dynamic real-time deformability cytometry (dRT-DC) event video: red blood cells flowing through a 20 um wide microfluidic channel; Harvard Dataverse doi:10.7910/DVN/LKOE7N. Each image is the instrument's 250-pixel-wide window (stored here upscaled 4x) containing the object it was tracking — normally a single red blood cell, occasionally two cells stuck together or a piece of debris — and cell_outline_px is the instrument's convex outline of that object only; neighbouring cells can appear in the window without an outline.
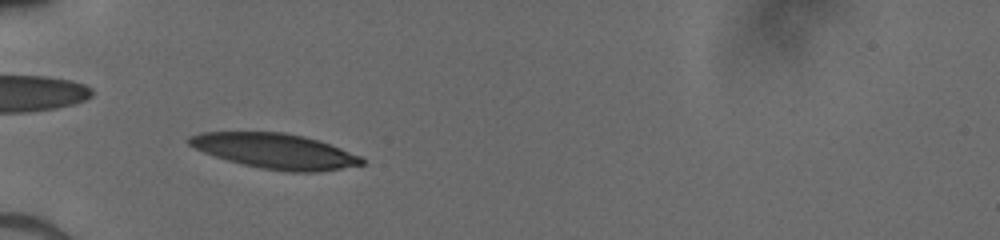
{"species": "human", "species_latin": "Homo sapiens", "temperature_condition": "cold", "stored_images_in_passage": 41, "camera_frame_rate_fps": 3000, "um_per_image_px": 0.085, "donor": {"sex": "male"}, "frame": {"image": 1, "passage_image": 8, "time_ms": 2.333, "image_size_px": [1000, 240], "cell_outline_px": [[364, 164], [320, 172], [288, 172], [260, 168], [228, 160], [204, 152], [188, 144], [184, 140], [188, 136], [200, 132], [284, 132], [304, 136], [340, 148], [360, 156], [364, 160]], "centroid_in_image_um": [23.35, 12.84], "position_along_channel_um": 61.6, "area_um2": 35.2}}
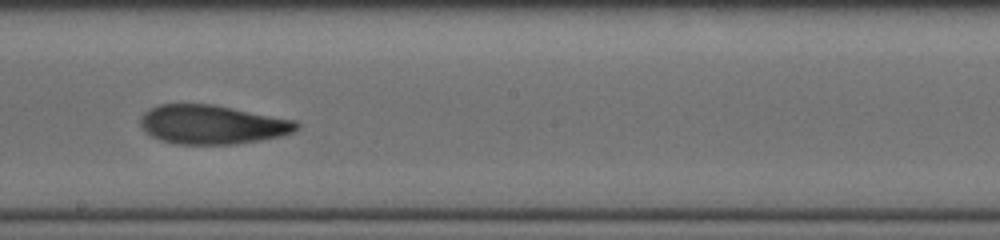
{"frame": {"image": 2, "passage_image": 21, "time_ms": 6.667, "image_size_px": [1000, 240], "cell_outline_px": [[300, 128], [284, 136], [236, 144], [176, 144], [160, 140], [144, 132], [140, 128], [140, 116], [148, 108], [156, 104], [212, 104], [296, 120], [300, 124]], "centroid_in_image_um": [18.02, 10.59], "position_along_channel_um": 230.2, "area_um2": 35.95}}
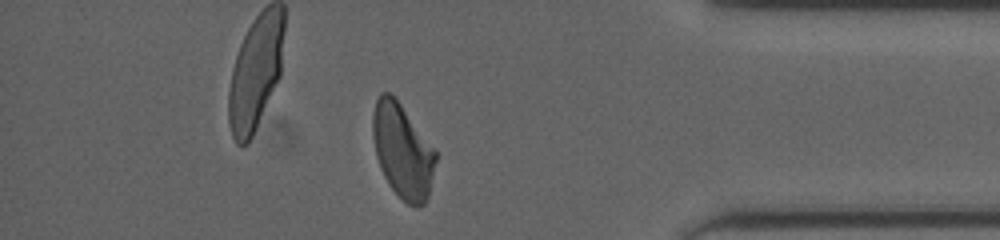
{"frame": {"image": 3, "passage_image": 35, "time_ms": 11.333, "image_size_px": [1000, 240], "cell_outline_px": [[436, 160], [428, 196], [424, 204], [416, 208], [408, 204], [388, 184], [380, 168], [376, 156], [372, 136], [372, 112], [376, 100], [380, 92], [388, 92], [400, 104], [436, 152]], "centroid_in_image_um": [34.18, 12.84], "position_along_channel_um": 401.0, "area_um2": 34.04}}